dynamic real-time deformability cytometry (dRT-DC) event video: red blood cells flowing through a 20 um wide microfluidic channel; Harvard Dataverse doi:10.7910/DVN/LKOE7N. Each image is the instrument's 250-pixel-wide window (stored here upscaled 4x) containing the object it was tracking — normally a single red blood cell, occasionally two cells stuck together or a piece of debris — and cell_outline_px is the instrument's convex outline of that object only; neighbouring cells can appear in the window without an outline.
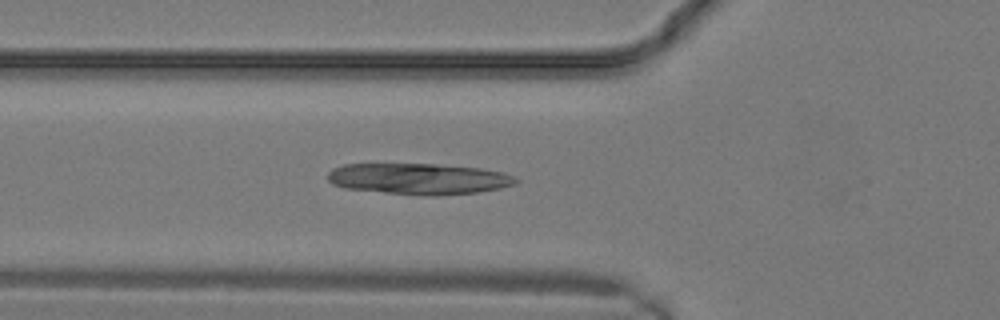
{"species": "common noctule bat (a hibernating species)", "species_latin": "Nyctalus noctula", "temperature_condition": "warm", "stored_images_in_passage": 13, "camera_frame_rate_fps": 3000, "um_per_image_px": 0.085, "animal": {"sex": "male", "body_mass_g": 19.2, "forearm_length_mm": 51.8}, "frame": {"image": 1, "passage_image": 5, "time_ms": 1.333, "image_size_px": [1000, 320], "cell_outline_px": [[520, 180], [516, 184], [500, 188], [480, 192], [436, 196], [428, 196], [384, 192], [344, 188], [332, 184], [328, 180], [328, 172], [332, 168], [344, 164], [436, 164], [480, 168], [500, 172], [516, 176]], "centroid_in_image_um": [35.61, 15.2], "position_along_channel_um": 90.2, "area_um2": 34.28}}
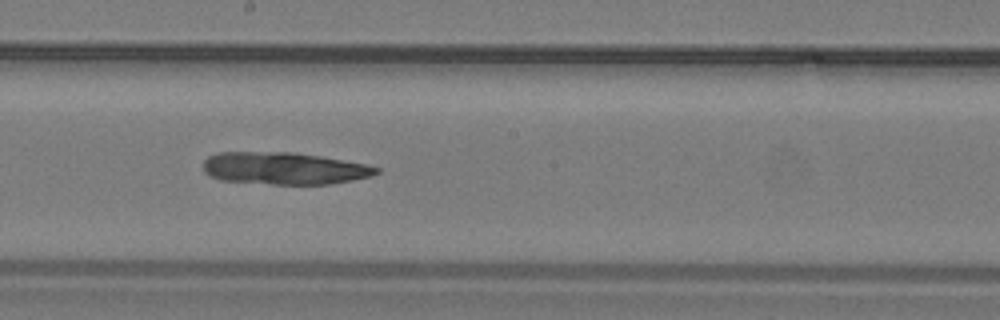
{"frame": {"image": 2, "passage_image": 10, "time_ms": 3.0, "image_size_px": [1000, 320], "cell_outline_px": [[380, 172], [372, 176], [352, 180], [328, 184], [272, 184], [220, 180], [208, 176], [204, 172], [204, 160], [208, 156], [216, 152], [292, 152], [320, 156], [364, 164], [380, 168]], "centroid_in_image_um": [24.11, 14.31], "position_along_channel_um": 224.1, "area_um2": 32.48}}
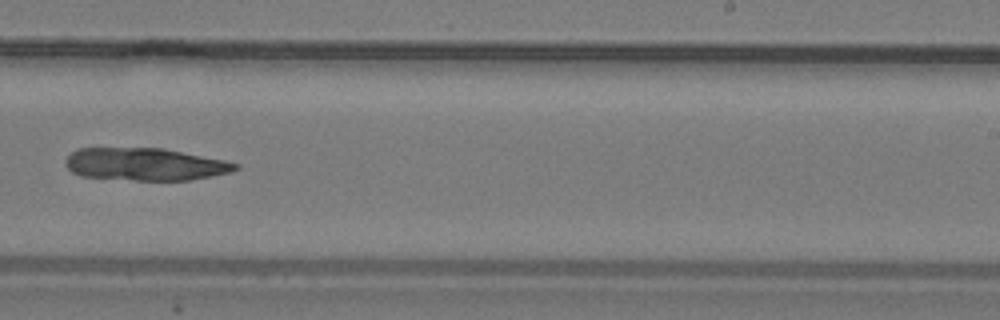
{"frame": {"image": 3, "passage_image": 12, "time_ms": 3.667, "image_size_px": [1000, 320], "cell_outline_px": [[240, 168], [232, 172], [188, 180], [136, 180], [80, 176], [72, 172], [64, 164], [64, 160], [76, 148], [164, 148], [224, 160], [240, 164]], "centroid_in_image_um": [12.33, 13.95], "position_along_channel_um": 276.7, "area_um2": 32.25}}